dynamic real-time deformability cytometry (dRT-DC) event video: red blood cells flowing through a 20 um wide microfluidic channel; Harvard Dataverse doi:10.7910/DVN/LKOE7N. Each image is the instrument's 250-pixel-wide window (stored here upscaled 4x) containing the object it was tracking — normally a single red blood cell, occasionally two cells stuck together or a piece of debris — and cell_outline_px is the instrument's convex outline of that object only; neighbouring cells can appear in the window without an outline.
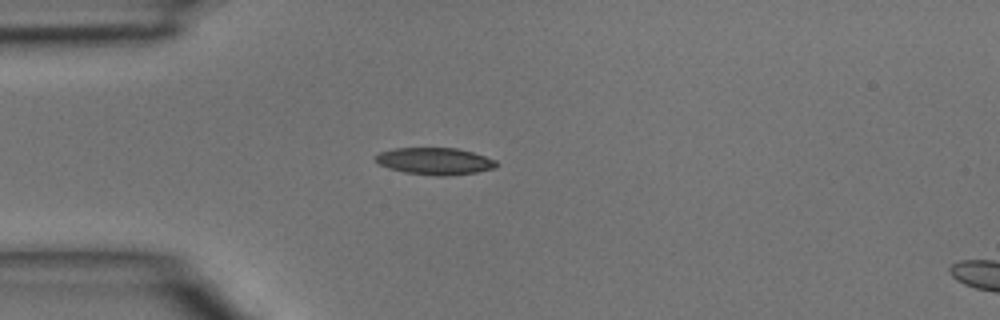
{"species": "common noctule bat (a hibernating species)", "species_latin": "Nyctalus noctula", "temperature_condition": "room temperature", "stored_images_in_passage": 2, "segment_of_instrument_passage": [1, 2], "camera_frame_rate_fps": 3000, "um_per_image_px": 0.085, "animal": {"sex": "male", "body_mass_g": 15.6}, "frame": {"image": 1, "passage_image": 1, "time_ms": 0.0, "image_size_px": [1000, 320], "cell_outline_px": [[500, 164], [496, 168], [476, 172], [440, 176], [404, 172], [388, 168], [380, 164], [376, 160], [376, 156], [380, 152], [396, 148], [456, 148], [472, 152], [496, 160]], "centroid_in_image_um": [37.0, 13.69], "position_along_channel_um": 48.0, "area_um2": 18.79}}